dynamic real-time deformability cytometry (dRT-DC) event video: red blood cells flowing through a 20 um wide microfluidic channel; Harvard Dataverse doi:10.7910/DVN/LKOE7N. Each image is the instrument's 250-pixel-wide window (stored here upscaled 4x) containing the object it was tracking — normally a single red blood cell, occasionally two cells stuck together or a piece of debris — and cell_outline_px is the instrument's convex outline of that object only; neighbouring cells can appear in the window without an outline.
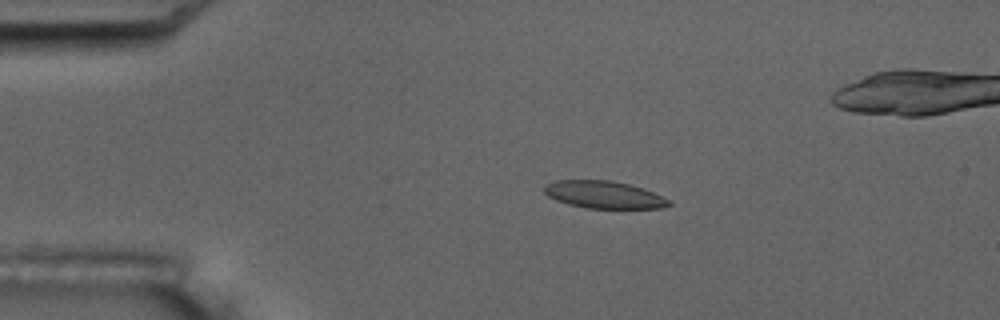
{"species": "common noctule bat (a hibernating species)", "species_latin": "Nyctalus noctula", "temperature_condition": "room temperature", "stored_images_in_passage": 6, "camera_frame_rate_fps": 3000, "um_per_image_px": 0.085, "animal": {"sex": "male", "body_mass_g": 17.5, "forearm_length_mm": 52.3}, "frame": {"image": 1, "passage_image": 4, "time_ms": 3.333, "image_size_px": [1000, 320], "cell_outline_px": [[672, 204], [660, 208], [588, 208], [568, 204], [556, 200], [548, 196], [544, 192], [544, 184], [556, 180], [608, 180], [628, 184], [644, 188], [668, 200]], "centroid_in_image_um": [51.28, 16.54], "position_along_channel_um": 33.7, "area_um2": 19.71}}